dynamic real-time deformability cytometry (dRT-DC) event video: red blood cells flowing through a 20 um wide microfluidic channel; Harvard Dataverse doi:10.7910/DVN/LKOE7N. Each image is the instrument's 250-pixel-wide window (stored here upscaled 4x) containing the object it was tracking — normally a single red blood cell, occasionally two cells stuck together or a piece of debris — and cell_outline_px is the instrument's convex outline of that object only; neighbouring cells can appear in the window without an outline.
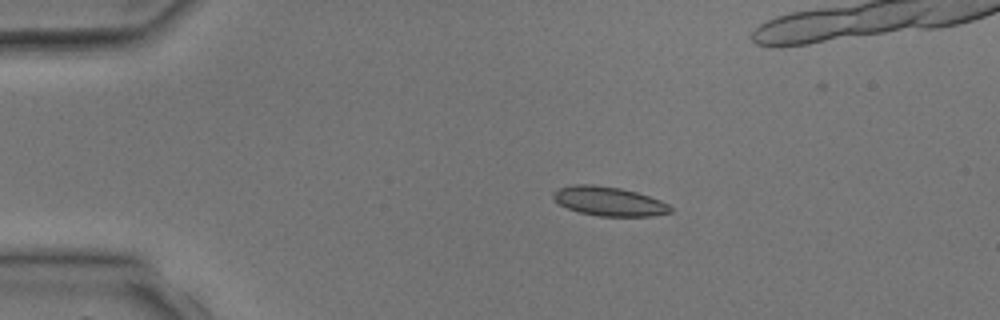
{"species": "common noctule bat (a hibernating species)", "species_latin": "Nyctalus noctula", "temperature_condition": "room temperature", "stored_images_in_passage": 5, "camera_frame_rate_fps": 3000, "um_per_image_px": 0.085, "animal": {"sex": "male", "body_mass_g": 17.9, "forearm_length_mm": 54.2}, "frame": {"image": 1, "passage_image": 3, "time_ms": 2.667, "image_size_px": [1000, 320], "cell_outline_px": [[672, 212], [652, 216], [600, 216], [580, 212], [568, 208], [552, 200], [552, 192], [560, 188], [572, 184], [592, 184], [620, 188], [636, 192], [660, 200], [668, 204], [672, 208]], "centroid_in_image_um": [51.73, 17.1], "position_along_channel_um": 33.3, "area_um2": 19.88}}